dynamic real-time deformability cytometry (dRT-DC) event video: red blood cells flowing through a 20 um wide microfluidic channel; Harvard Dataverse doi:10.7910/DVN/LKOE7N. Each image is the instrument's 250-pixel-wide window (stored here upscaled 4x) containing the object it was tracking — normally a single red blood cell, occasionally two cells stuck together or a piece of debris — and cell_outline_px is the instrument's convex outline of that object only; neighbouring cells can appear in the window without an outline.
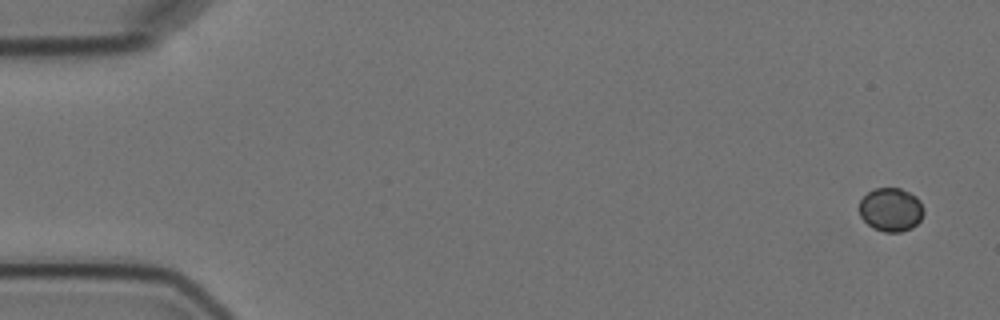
{"species": "Egyptian fruit bat (a non-hibernating species)", "species_latin": "Rousettus aegyptiacus", "temperature_condition": "cold", "stored_images_in_passage": 5, "camera_frame_rate_fps": 3000, "um_per_image_px": 0.085, "animal": {"sex": "female"}, "frame": {"image": 1, "passage_image": 1, "time_ms": 0.0, "image_size_px": [1000, 320], "cell_outline_px": [[924, 212], [920, 220], [912, 228], [900, 232], [884, 232], [872, 228], [860, 216], [860, 200], [868, 192], [876, 188], [900, 188], [916, 196], [920, 200], [924, 208]], "centroid_in_image_um": [75.74, 17.82], "position_along_channel_um": 9.3, "area_um2": 16.42}}
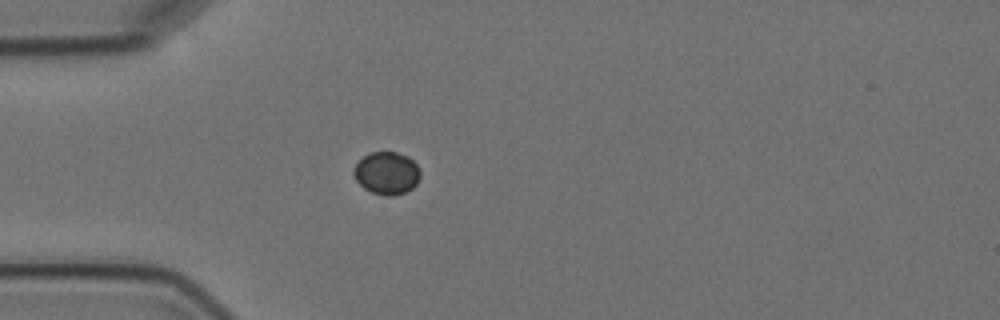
{"frame": {"image": 2, "passage_image": 5, "time_ms": 4.667, "image_size_px": [1000, 320], "cell_outline_px": [[420, 176], [416, 184], [412, 188], [404, 192], [392, 196], [384, 196], [372, 192], [364, 188], [356, 180], [352, 172], [356, 164], [364, 156], [372, 152], [396, 152], [408, 156], [416, 164], [420, 172]], "centroid_in_image_um": [32.87, 14.72], "position_along_channel_um": 52.1, "area_um2": 16.42}}